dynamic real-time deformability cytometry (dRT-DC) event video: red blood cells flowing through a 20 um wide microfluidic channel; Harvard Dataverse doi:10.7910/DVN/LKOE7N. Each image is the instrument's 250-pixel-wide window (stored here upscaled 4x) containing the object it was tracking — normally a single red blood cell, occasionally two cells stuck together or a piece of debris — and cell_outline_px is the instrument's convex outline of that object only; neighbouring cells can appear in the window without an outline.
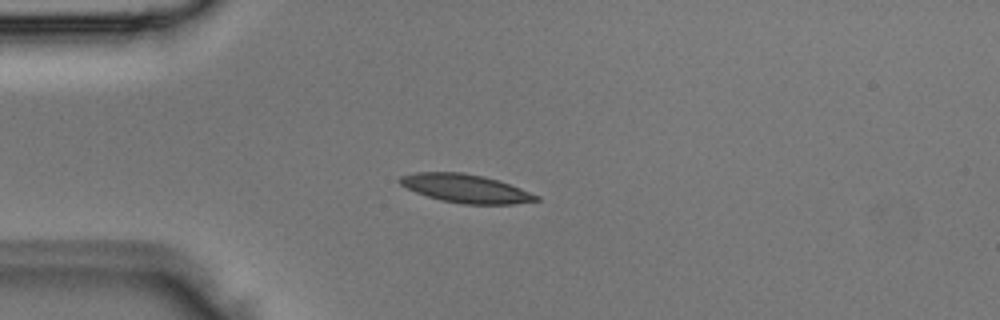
{"species": "Egyptian fruit bat (a non-hibernating species)", "species_latin": "Rousettus aegyptiacus", "temperature_condition": "room temperature", "stored_images_in_passage": 1, "camera_frame_rate_fps": 3000, "um_per_image_px": 0.085, "animal": {"sex": "male"}, "frame": {"image": 1, "passage_image": 1, "time_ms": 0.0, "image_size_px": [1000, 320], "cell_outline_px": [[540, 200], [512, 204], [464, 204], [440, 200], [416, 192], [400, 184], [396, 180], [400, 176], [416, 172], [464, 172], [484, 176], [520, 188], [540, 196]], "centroid_in_image_um": [39.56, 16.01], "position_along_channel_um": 45.4, "area_um2": 22.48}}